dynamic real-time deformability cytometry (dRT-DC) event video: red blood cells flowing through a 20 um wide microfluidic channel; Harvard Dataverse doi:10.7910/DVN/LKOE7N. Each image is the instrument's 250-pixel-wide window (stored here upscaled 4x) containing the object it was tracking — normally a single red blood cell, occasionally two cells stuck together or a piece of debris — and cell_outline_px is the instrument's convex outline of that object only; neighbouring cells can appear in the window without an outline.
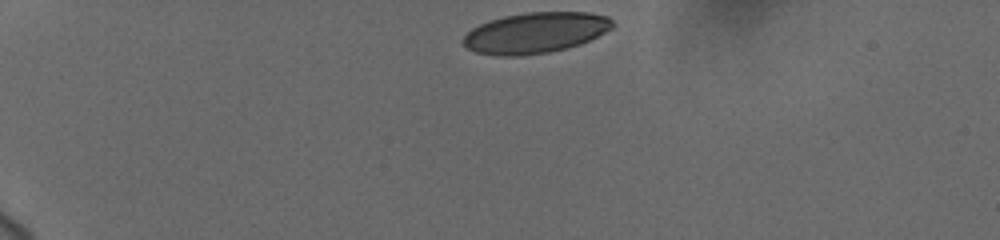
{"species": "human", "species_latin": "Homo sapiens", "temperature_condition": "cold", "stored_images_in_passage": 18, "camera_frame_rate_fps": 3000, "um_per_image_px": 0.085, "donor": {"sex": "female"}, "frame": {"image": 1, "passage_image": 1, "time_ms": 0.0, "image_size_px": [1000, 240], "cell_outline_px": [[612, 28], [580, 44], [568, 48], [548, 52], [520, 56], [496, 56], [476, 52], [468, 48], [460, 40], [472, 28], [488, 20], [504, 16], [528, 12], [588, 12], [608, 16], [612, 20]], "centroid_in_image_um": [45.48, 2.78], "position_along_channel_um": 39.5, "area_um2": 35.43}}
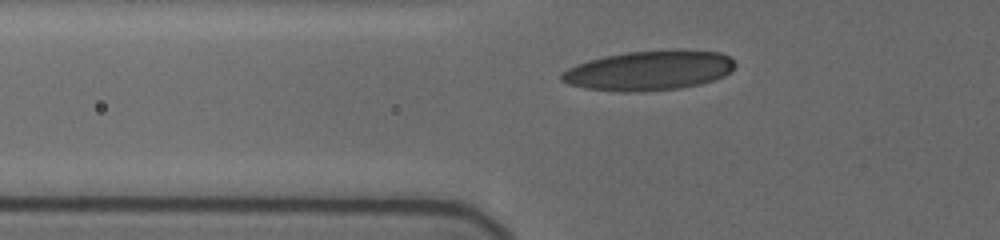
{"frame": {"image": 2, "passage_image": 13, "time_ms": 2.667, "image_size_px": [1000, 240], "cell_outline_px": [[736, 64], [732, 72], [724, 76], [700, 84], [680, 88], [640, 92], [624, 92], [584, 88], [568, 84], [560, 80], [560, 72], [576, 64], [588, 60], [604, 56], [628, 52], [676, 48], [680, 48], [720, 52], [728, 56]], "centroid_in_image_um": [55.18, 5.98], "position_along_channel_um": 70.6, "area_um2": 40.81}}
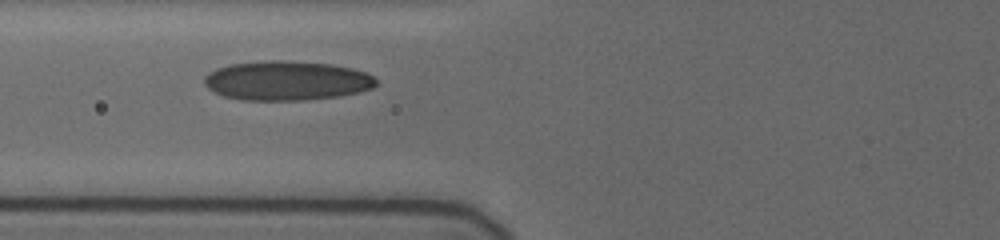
{"frame": {"image": 3, "passage_image": 17, "time_ms": 3.667, "image_size_px": [1000, 240], "cell_outline_px": [[376, 84], [372, 88], [360, 92], [340, 96], [300, 100], [244, 100], [224, 96], [208, 88], [204, 84], [204, 76], [208, 72], [216, 68], [228, 64], [268, 60], [288, 60], [332, 64], [352, 68], [368, 72], [376, 80]], "centroid_in_image_um": [24.37, 6.84], "position_along_channel_um": 101.4, "area_um2": 39.71}}